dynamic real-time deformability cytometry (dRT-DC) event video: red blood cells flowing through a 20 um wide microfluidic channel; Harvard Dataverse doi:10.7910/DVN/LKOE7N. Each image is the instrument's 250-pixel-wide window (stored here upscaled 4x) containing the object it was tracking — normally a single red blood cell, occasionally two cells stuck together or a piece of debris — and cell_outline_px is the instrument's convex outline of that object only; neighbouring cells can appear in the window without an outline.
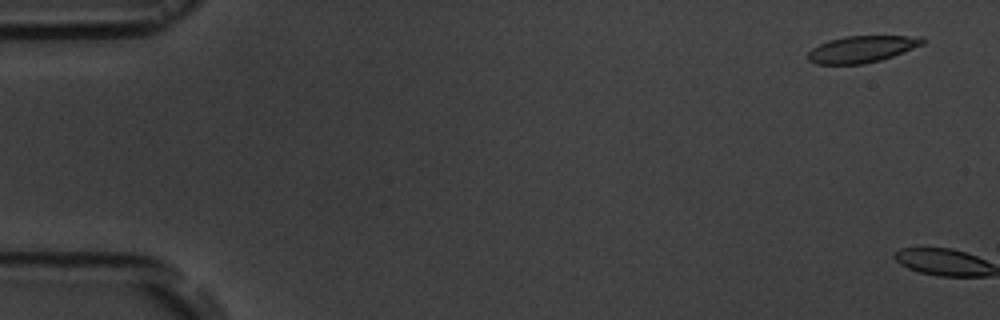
{"species": "common noctule bat (a hibernating species)", "species_latin": "Nyctalus noctula", "temperature_condition": "room temperature", "stored_images_in_passage": 6, "camera_frame_rate_fps": 3000, "um_per_image_px": 0.085, "animal": {"sex": "male", "body_mass_g": 19.5, "forearm_length_mm": 54.6}, "frame": {"image": 1, "passage_image": 1, "time_ms": 0.0, "image_size_px": [1000, 320], "cell_outline_px": [[928, 40], [924, 44], [892, 56], [880, 60], [864, 64], [816, 64], [808, 60], [808, 52], [812, 48], [828, 40], [844, 36], [924, 36]], "centroid_in_image_um": [73.28, 4.17], "position_along_channel_um": 11.7, "area_um2": 17.92}}
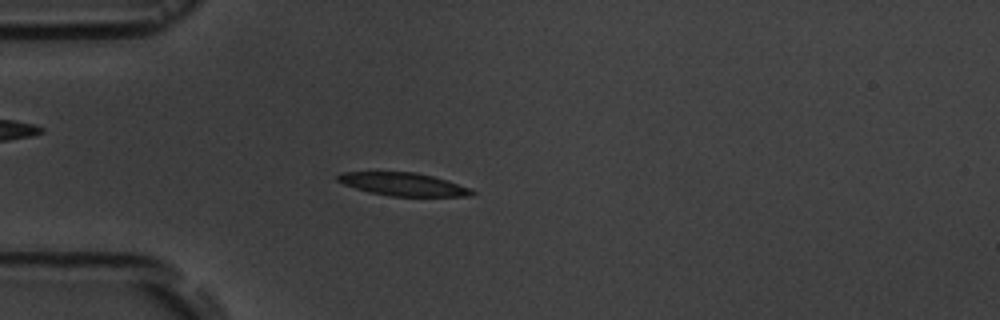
{"frame": {"image": 2, "passage_image": 5, "time_ms": 5.667, "image_size_px": [1000, 320], "cell_outline_px": [[476, 192], [472, 196], [392, 196], [368, 192], [344, 184], [336, 180], [336, 176], [340, 172], [416, 172], [448, 180], [468, 188]], "centroid_in_image_um": [34.25, 15.66], "position_along_channel_um": 50.7, "area_um2": 17.92}}